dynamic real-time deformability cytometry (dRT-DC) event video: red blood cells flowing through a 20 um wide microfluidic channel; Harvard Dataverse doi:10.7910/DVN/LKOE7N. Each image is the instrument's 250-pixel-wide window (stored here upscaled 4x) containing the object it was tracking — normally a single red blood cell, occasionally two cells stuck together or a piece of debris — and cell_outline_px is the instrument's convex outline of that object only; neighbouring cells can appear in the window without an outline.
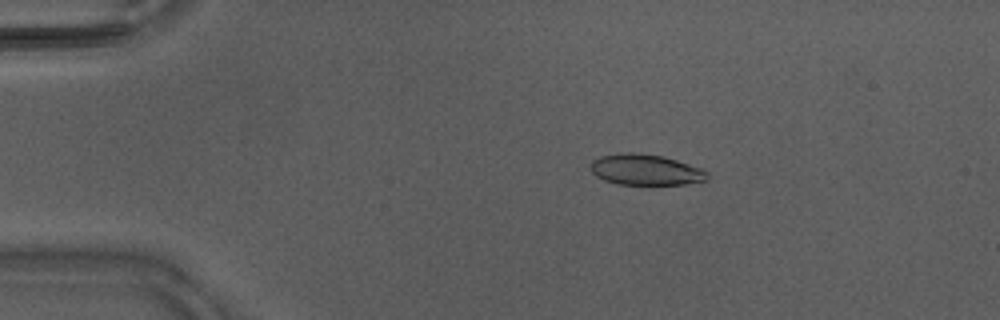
{"species": "Egyptian fruit bat (a non-hibernating species)", "species_latin": "Rousettus aegyptiacus", "temperature_condition": "warm", "stored_images_in_passage": 39, "camera_frame_rate_fps": 3000, "um_per_image_px": 0.085, "animal": {"sex": "male"}, "frame": {"image": 1, "passage_image": 3, "time_ms": 0.667, "image_size_px": [1000, 320], "cell_outline_px": [[708, 180], [684, 184], [620, 184], [604, 180], [596, 176], [592, 172], [592, 160], [600, 156], [620, 152], [632, 152], [664, 156], [704, 168], [708, 172]], "centroid_in_image_um": [54.91, 14.41], "position_along_channel_um": 30.1, "area_um2": 21.1}}
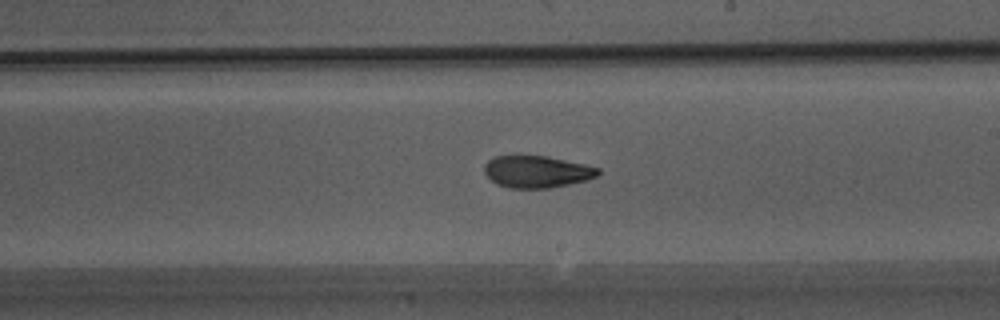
{"frame": {"image": 2, "passage_image": 21, "time_ms": 6.667, "image_size_px": [1000, 320], "cell_outline_px": [[600, 172], [596, 176], [588, 180], [548, 188], [508, 188], [496, 184], [484, 172], [484, 164], [488, 160], [496, 156], [548, 156], [584, 164], [600, 168]], "centroid_in_image_um": [45.63, 14.59], "position_along_channel_um": 243.4, "area_um2": 21.15}}
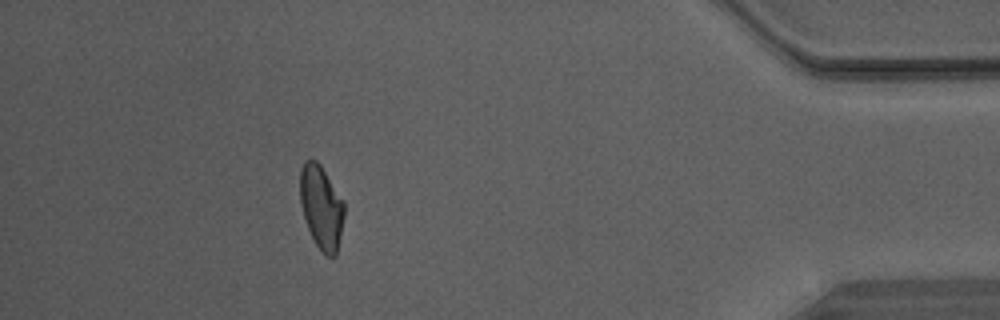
{"frame": {"image": 3, "passage_image": 35, "time_ms": 11.333, "image_size_px": [1000, 320], "cell_outline_px": [[344, 216], [336, 256], [328, 256], [316, 244], [308, 228], [300, 204], [300, 168], [304, 160], [316, 160], [320, 164], [344, 200]], "centroid_in_image_um": [27.31, 17.56], "position_along_channel_um": 407.9, "area_um2": 21.39}}